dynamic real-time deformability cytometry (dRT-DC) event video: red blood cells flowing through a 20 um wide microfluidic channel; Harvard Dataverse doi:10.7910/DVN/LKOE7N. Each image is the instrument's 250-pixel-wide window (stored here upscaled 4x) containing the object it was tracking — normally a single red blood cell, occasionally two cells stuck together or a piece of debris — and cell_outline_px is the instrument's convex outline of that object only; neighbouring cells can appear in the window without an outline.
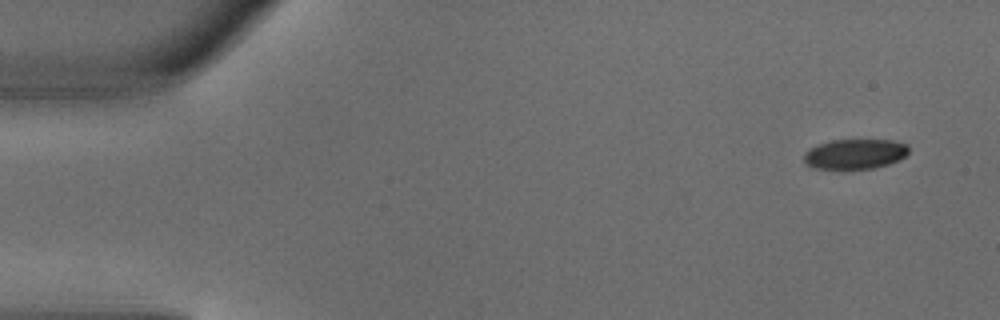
{"species": "common noctule bat (a hibernating species)", "species_latin": "Nyctalus noctula", "temperature_condition": "warm", "stored_images_in_passage": 4, "camera_frame_rate_fps": 3000, "um_per_image_px": 0.085, "animal": {"sex": "male", "body_mass_g": 18.8}, "frame": {"image": 1, "passage_image": 1, "time_ms": 0.0, "image_size_px": [1000, 320], "cell_outline_px": [[908, 152], [904, 156], [888, 164], [872, 168], [840, 172], [812, 168], [804, 160], [804, 152], [808, 148], [832, 140], [892, 140], [908, 144]], "centroid_in_image_um": [72.6, 13.13], "position_along_channel_um": 12.4, "area_um2": 18.9}}
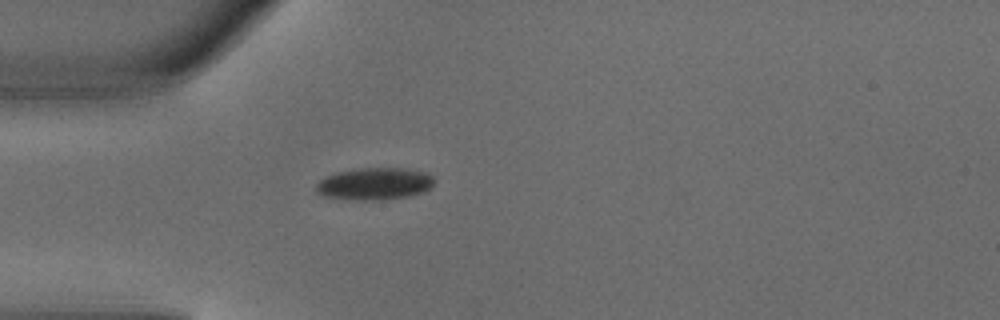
{"frame": {"image": 2, "passage_image": 4, "time_ms": 1.0, "image_size_px": [1000, 320], "cell_outline_px": [[436, 180], [432, 188], [424, 192], [408, 196], [380, 200], [364, 200], [324, 196], [316, 192], [316, 184], [324, 176], [336, 172], [352, 168], [408, 168], [428, 172]], "centroid_in_image_um": [31.88, 15.6], "position_along_channel_um": 53.1, "area_um2": 22.48}}